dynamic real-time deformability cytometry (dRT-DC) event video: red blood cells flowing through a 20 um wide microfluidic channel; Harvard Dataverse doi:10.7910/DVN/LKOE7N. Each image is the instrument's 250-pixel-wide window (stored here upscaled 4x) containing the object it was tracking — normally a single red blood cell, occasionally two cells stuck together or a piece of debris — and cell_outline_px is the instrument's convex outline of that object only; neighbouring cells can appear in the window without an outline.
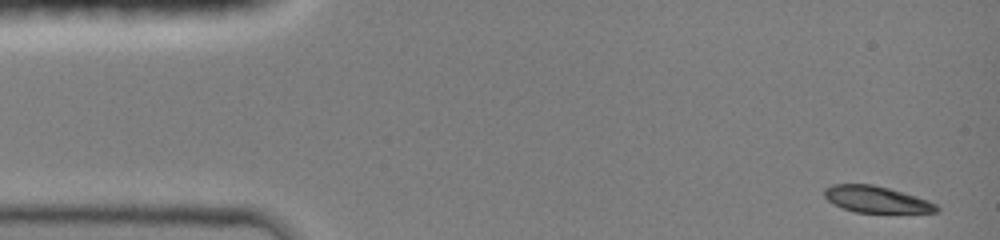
{"species": "common noctule bat (a hibernating species)", "species_latin": "Nyctalus noctula", "temperature_condition": "room temperature", "stored_images_in_passage": 3, "camera_frame_rate_fps": 3000, "um_per_image_px": 0.085, "animal": {"sex": "female", "body_mass_g": 19.0, "forearm_length_mm": 51.5}, "frame": {"image": 1, "passage_image": 1, "time_ms": 0.0, "image_size_px": [1000, 240], "cell_outline_px": [[940, 208], [936, 212], [856, 212], [844, 208], [828, 200], [824, 196], [824, 188], [832, 184], [872, 184], [888, 188], [916, 196], [928, 200], [936, 204]], "centroid_in_image_um": [74.48, 16.93], "position_along_channel_um": 10.5, "area_um2": 17.05}}